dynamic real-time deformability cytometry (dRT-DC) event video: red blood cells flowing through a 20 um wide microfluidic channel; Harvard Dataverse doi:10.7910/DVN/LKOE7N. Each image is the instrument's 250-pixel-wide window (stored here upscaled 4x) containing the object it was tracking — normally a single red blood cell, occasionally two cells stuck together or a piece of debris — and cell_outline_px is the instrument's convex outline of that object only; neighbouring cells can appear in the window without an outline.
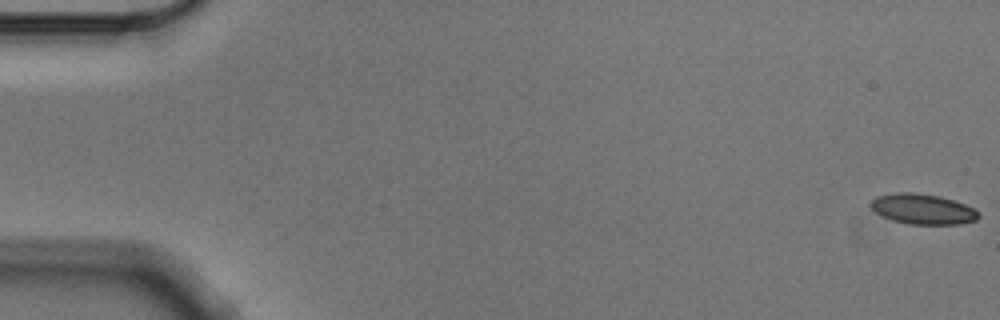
{"species": "Egyptian fruit bat (a non-hibernating species)", "species_latin": "Rousettus aegyptiacus", "temperature_condition": "cold", "stored_images_in_passage": 57, "camera_frame_rate_fps": 3000, "um_per_image_px": 0.085, "animal": {"sex": "male"}, "frame": {"image": 1, "passage_image": 1, "time_ms": 0.0, "image_size_px": [1000, 320], "cell_outline_px": [[980, 216], [976, 220], [960, 224], [908, 224], [892, 220], [876, 212], [868, 204], [876, 196], [896, 192], [912, 192], [940, 196], [964, 204], [980, 212]], "centroid_in_image_um": [78.43, 17.77], "position_along_channel_um": 6.6, "area_um2": 19.02}}
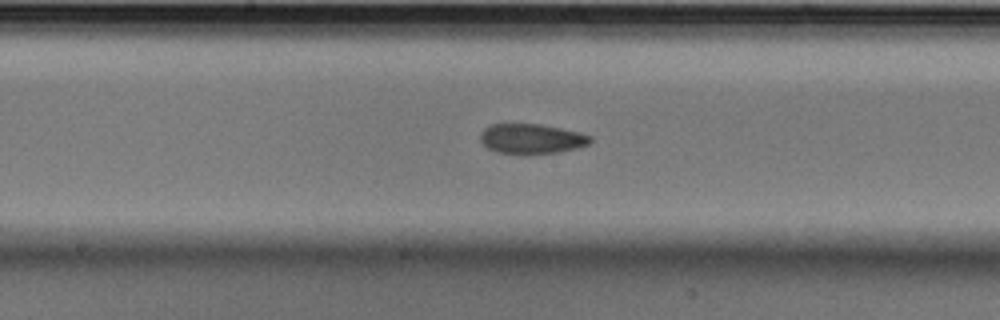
{"frame": {"image": 2, "passage_image": 30, "time_ms": 9.667, "image_size_px": [1000, 320], "cell_outline_px": [[592, 140], [588, 144], [576, 148], [560, 152], [528, 156], [500, 152], [488, 148], [480, 140], [480, 132], [484, 128], [492, 124], [540, 124], [580, 132], [592, 136]], "centroid_in_image_um": [45.19, 11.82], "position_along_channel_um": 203.0, "area_um2": 19.54}}
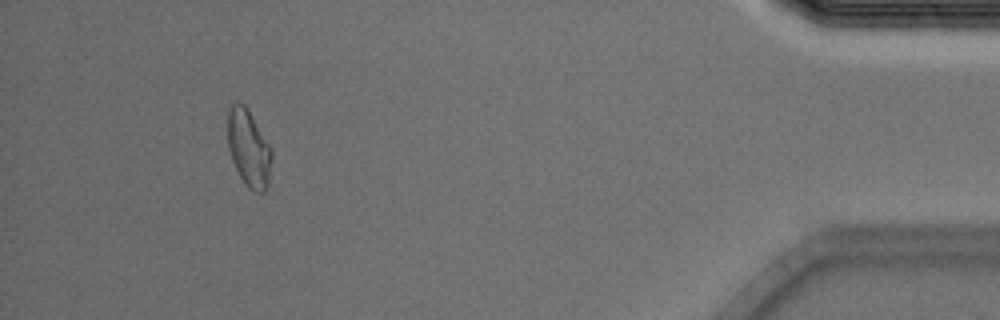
{"frame": {"image": 3, "passage_image": 53, "time_ms": 17.333, "image_size_px": [1000, 320], "cell_outline_px": [[272, 156], [268, 184], [264, 192], [256, 192], [248, 188], [244, 184], [232, 160], [228, 148], [228, 112], [232, 104], [236, 100], [244, 104], [272, 148]], "centroid_in_image_um": [21.14, 12.61], "position_along_channel_um": 414.1, "area_um2": 19.71}, "authors_computed_cell_mechanics": {"area_um2": 19.5364, "velocity_mm_per_s": 3.5537, "shape_relaxation_time_tau1_ms": 10.0755, "shape_relaxation_time_tau2_ms": 2.9861, "deformation_change_tau1": 0.1722, "deformation_change_tau2": 0.0623}}